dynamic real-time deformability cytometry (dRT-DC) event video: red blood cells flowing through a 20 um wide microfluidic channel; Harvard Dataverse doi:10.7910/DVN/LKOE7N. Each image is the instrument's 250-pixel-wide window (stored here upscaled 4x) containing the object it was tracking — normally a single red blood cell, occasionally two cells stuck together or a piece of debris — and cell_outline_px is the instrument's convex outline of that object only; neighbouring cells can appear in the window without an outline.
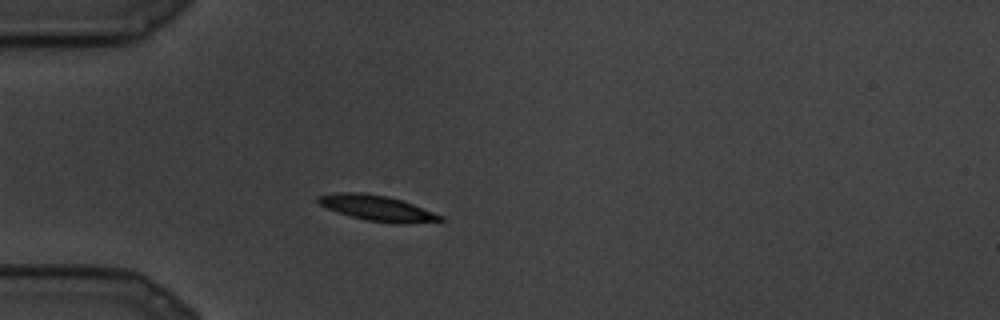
{"species": "common noctule bat (a hibernating species)", "species_latin": "Nyctalus noctula", "temperature_condition": "cold", "stored_images_in_passage": 5, "camera_frame_rate_fps": 3000, "um_per_image_px": 0.085, "animal": {"sex": "male", "body_mass_g": 19.5, "forearm_length_mm": 54.6}, "frame": {"image": 1, "passage_image": 5, "time_ms": 1.333, "image_size_px": [1000, 320], "cell_outline_px": [[448, 220], [404, 224], [392, 224], [364, 220], [336, 212], [320, 204], [316, 200], [316, 196], [336, 192], [364, 192], [384, 196], [400, 200], [412, 204], [444, 216]], "centroid_in_image_um": [32.06, 17.7], "position_along_channel_um": 52.9, "area_um2": 18.32}}